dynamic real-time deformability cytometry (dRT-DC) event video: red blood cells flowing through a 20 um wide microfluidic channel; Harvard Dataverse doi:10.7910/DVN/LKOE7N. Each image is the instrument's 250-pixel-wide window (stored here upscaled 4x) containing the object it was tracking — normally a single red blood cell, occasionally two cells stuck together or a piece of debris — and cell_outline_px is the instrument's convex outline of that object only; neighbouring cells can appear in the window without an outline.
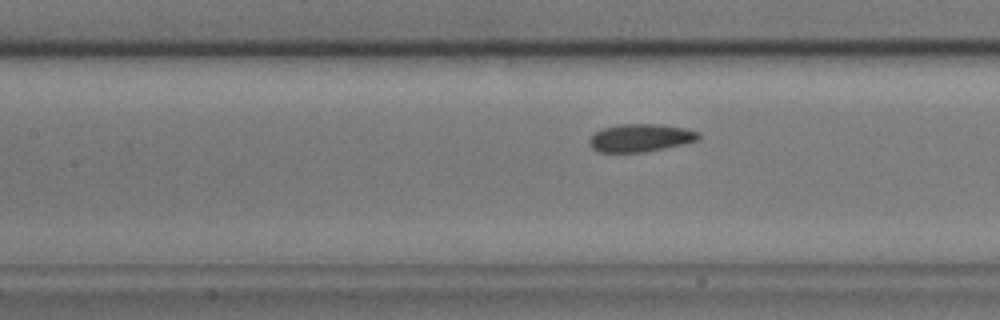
{"species": "common noctule bat (a hibernating species)", "species_latin": "Nyctalus noctula", "temperature_condition": "cold", "stored_images_in_passage": 41, "camera_frame_rate_fps": 3000, "um_per_image_px": 0.085, "animal": {"sex": "male", "body_mass_g": 17.9}, "frame": {"image": 1, "passage_image": 11, "time_ms": 3.333, "image_size_px": [1000, 320], "cell_outline_px": [[700, 136], [696, 140], [684, 144], [644, 152], [596, 152], [588, 144], [588, 140], [596, 132], [604, 128], [620, 124], [660, 124], [684, 128], [700, 132]], "centroid_in_image_um": [54.42, 11.72], "position_along_channel_um": 153.0, "area_um2": 17.69}}
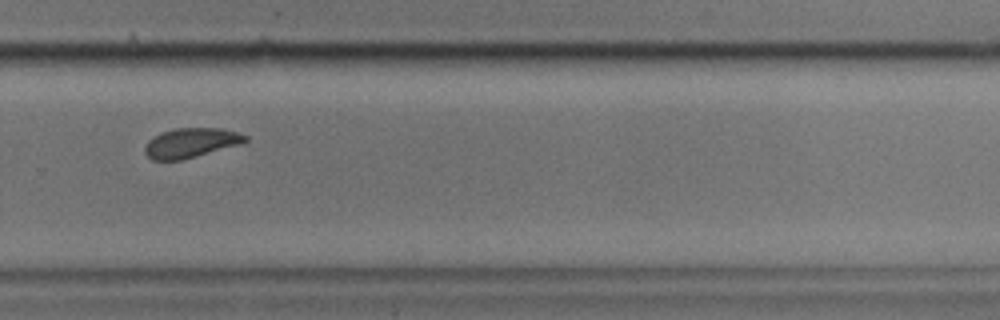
{"frame": {"image": 2, "passage_image": 25, "time_ms": 8.0, "image_size_px": [1000, 320], "cell_outline_px": [[248, 140], [240, 144], [184, 160], [152, 160], [144, 152], [144, 148], [148, 140], [152, 136], [160, 132], [176, 128], [220, 128], [236, 132], [248, 136]], "centroid_in_image_um": [16.2, 12.14], "position_along_channel_um": 313.6, "area_um2": 17.46}}
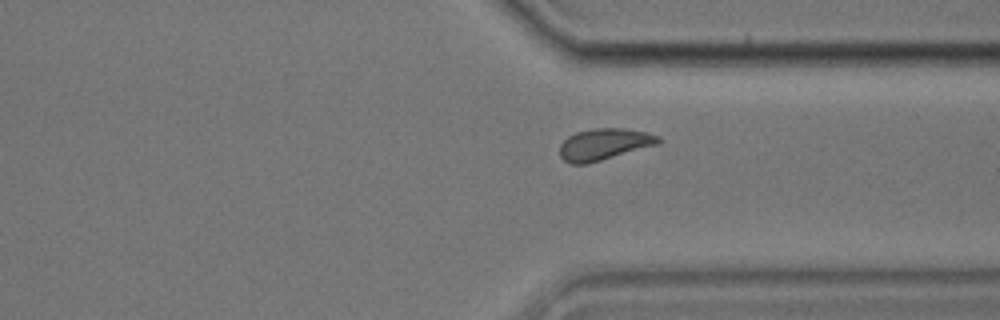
{"frame": {"image": 3, "passage_image": 29, "time_ms": 9.333, "image_size_px": [1000, 320], "cell_outline_px": [[660, 144], [600, 160], [584, 164], [568, 164], [560, 156], [560, 144], [568, 136], [576, 132], [592, 128], [624, 128], [644, 132], [660, 136]], "centroid_in_image_um": [51.33, 12.26], "position_along_channel_um": 360.1, "area_um2": 18.09}, "authors_computed_cell_mechanics": {"area_um2": 17.9758, "velocity_mm_per_s": 3.4535, "shape_relaxation_time_tau1_ms": 4.5223, "shape_relaxation_time_tau2_ms": 1.8688, "deformation_change_tau1": 0.0883, "deformation_change_tau2": 0.0608}}